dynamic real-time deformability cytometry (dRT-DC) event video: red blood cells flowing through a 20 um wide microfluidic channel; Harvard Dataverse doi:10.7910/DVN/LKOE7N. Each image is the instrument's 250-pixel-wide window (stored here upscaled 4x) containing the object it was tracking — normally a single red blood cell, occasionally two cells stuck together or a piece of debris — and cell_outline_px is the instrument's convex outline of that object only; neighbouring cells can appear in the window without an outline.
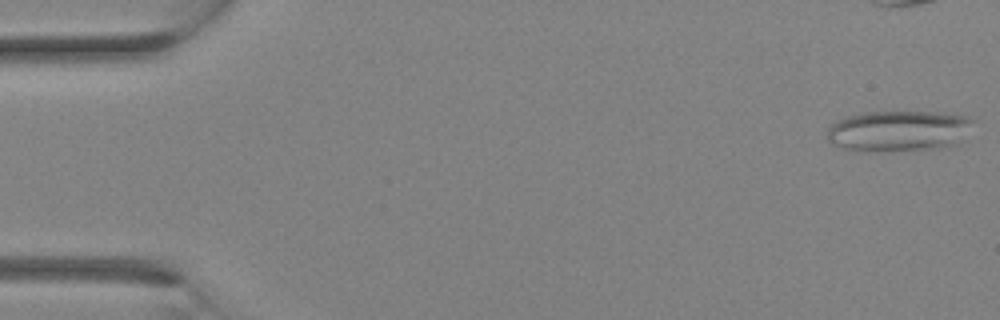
{"species": "Egyptian fruit bat (a non-hibernating species)", "species_latin": "Rousettus aegyptiacus", "temperature_condition": "room temperature", "stored_images_in_passage": 9, "camera_frame_rate_fps": 3000, "um_per_image_px": 0.085, "animal": {"sex": "female"}, "frame": {"image": 1, "passage_image": 1, "time_ms": 0.0, "image_size_px": [1000, 320], "cell_outline_px": [[972, 120], [960, 140], [952, 144], [936, 148], [840, 148], [832, 144], [828, 140], [828, 128], [836, 120], [848, 116], [864, 112], [936, 112], [968, 116]], "centroid_in_image_um": [76.33, 11.06], "position_along_channel_um": 8.7, "area_um2": 32.95}}